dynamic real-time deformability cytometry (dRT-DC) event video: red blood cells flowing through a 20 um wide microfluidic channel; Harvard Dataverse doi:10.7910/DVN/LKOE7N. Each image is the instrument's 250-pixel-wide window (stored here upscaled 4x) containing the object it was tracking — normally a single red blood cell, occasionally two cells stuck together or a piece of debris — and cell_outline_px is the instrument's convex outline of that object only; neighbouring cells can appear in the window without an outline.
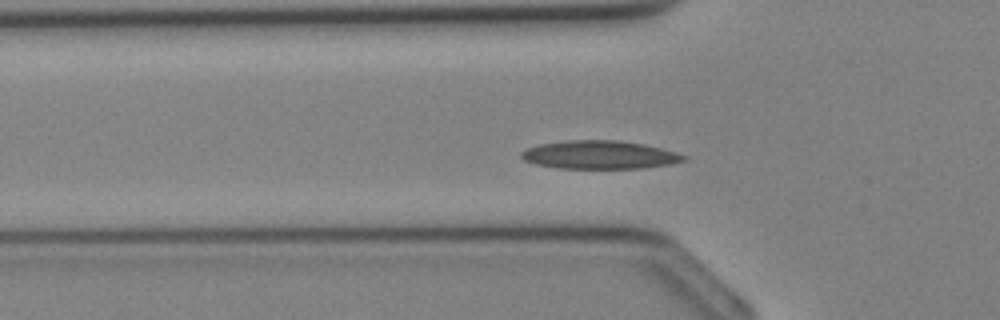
{"species": "Egyptian fruit bat (a non-hibernating species)", "species_latin": "Rousettus aegyptiacus", "temperature_condition": "cold", "stored_images_in_passage": 29, "camera_frame_rate_fps": 3000, "um_per_image_px": 0.085, "animal": {"sex": "female"}, "frame": {"image": 1, "passage_image": 4, "time_ms": 1.0, "image_size_px": [1000, 320], "cell_outline_px": [[688, 156], [684, 160], [672, 164], [644, 168], [560, 168], [536, 164], [524, 160], [520, 156], [520, 152], [528, 148], [540, 144], [564, 140], [620, 140], [644, 144], [676, 152]], "centroid_in_image_um": [50.97, 13.15], "position_along_channel_um": 74.8, "area_um2": 26.76}}
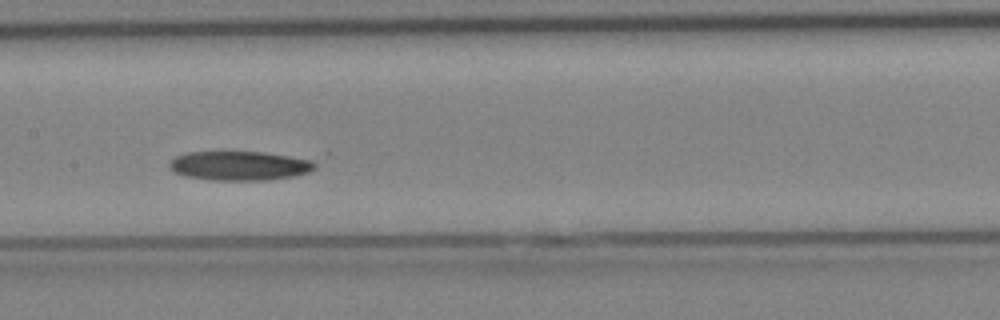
{"frame": {"image": 2, "passage_image": 10, "time_ms": 3.0, "image_size_px": [1000, 320], "cell_outline_px": [[316, 164], [308, 172], [292, 176], [268, 180], [212, 180], [184, 176], [176, 172], [168, 164], [176, 156], [188, 152], [220, 148], [264, 152], [316, 160]], "centroid_in_image_um": [20.32, 14.03], "position_along_channel_um": 187.1, "area_um2": 25.72}}
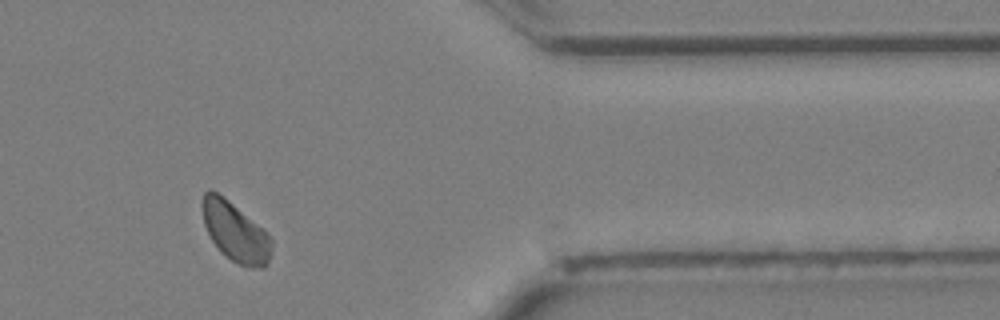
{"frame": {"image": 3, "passage_image": 22, "time_ms": 7.0, "image_size_px": [1000, 320], "cell_outline_px": [[272, 248], [268, 264], [264, 268], [252, 268], [240, 264], [232, 260], [212, 240], [204, 224], [200, 204], [204, 192], [208, 188], [224, 196], [264, 228], [272, 240]], "centroid_in_image_um": [20.01, 19.66], "position_along_channel_um": 391.4, "area_um2": 24.04}}